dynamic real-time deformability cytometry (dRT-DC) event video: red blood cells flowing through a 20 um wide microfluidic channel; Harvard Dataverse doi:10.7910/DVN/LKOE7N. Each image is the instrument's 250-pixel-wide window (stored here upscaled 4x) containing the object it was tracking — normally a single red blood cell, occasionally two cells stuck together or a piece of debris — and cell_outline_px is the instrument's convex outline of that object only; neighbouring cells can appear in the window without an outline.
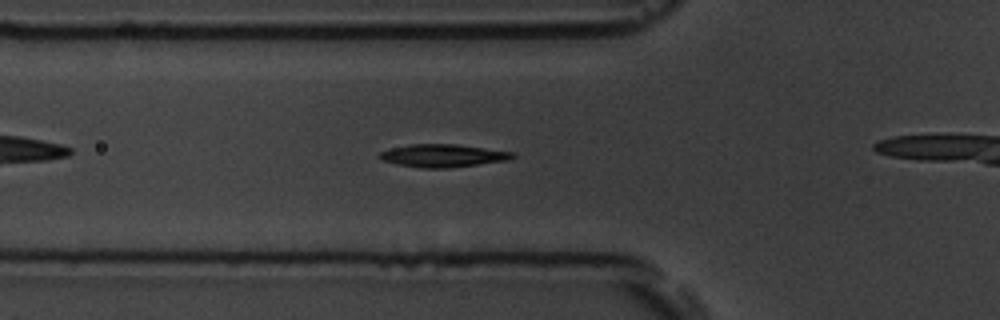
{"species": "common noctule bat (a hibernating species)", "species_latin": "Nyctalus noctula", "temperature_condition": "room temperature", "stored_images_in_passage": 32, "camera_frame_rate_fps": 3000, "um_per_image_px": 0.085, "animal": {"sex": "male", "body_mass_g": 19.5, "forearm_length_mm": 54.6}, "frame": {"image": 1, "passage_image": 7, "time_ms": 2.0, "image_size_px": [1000, 320], "cell_outline_px": [[516, 156], [508, 160], [448, 168], [420, 168], [396, 164], [380, 160], [380, 152], [392, 148], [412, 144], [456, 144], [516, 152]], "centroid_in_image_um": [37.67, 13.23], "position_along_channel_um": 88.1, "area_um2": 17.69}}
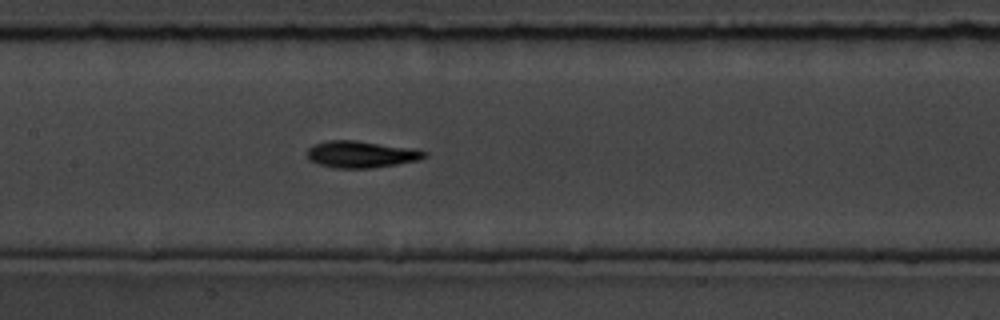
{"frame": {"image": 2, "passage_image": 14, "time_ms": 4.333, "image_size_px": [1000, 320], "cell_outline_px": [[428, 156], [420, 160], [372, 168], [336, 168], [320, 164], [308, 160], [308, 148], [312, 144], [328, 140], [356, 140], [416, 148], [428, 152]], "centroid_in_image_um": [30.74, 13.1], "position_along_channel_um": 176.7, "area_um2": 18.55}}
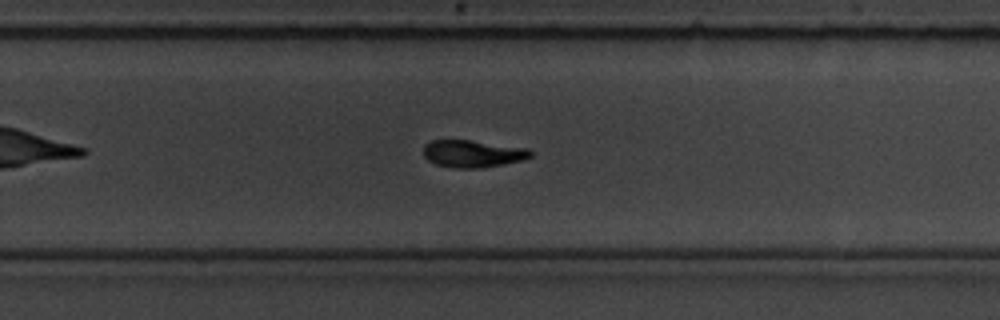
{"frame": {"image": 3, "passage_image": 23, "time_ms": 7.333, "image_size_px": [1000, 320], "cell_outline_px": [[532, 156], [524, 160], [504, 164], [480, 168], [452, 168], [436, 164], [428, 160], [424, 156], [424, 144], [432, 140], [468, 140], [528, 148], [532, 152]], "centroid_in_image_um": [40.19, 13.07], "position_along_channel_um": 289.6, "area_um2": 17.05}}